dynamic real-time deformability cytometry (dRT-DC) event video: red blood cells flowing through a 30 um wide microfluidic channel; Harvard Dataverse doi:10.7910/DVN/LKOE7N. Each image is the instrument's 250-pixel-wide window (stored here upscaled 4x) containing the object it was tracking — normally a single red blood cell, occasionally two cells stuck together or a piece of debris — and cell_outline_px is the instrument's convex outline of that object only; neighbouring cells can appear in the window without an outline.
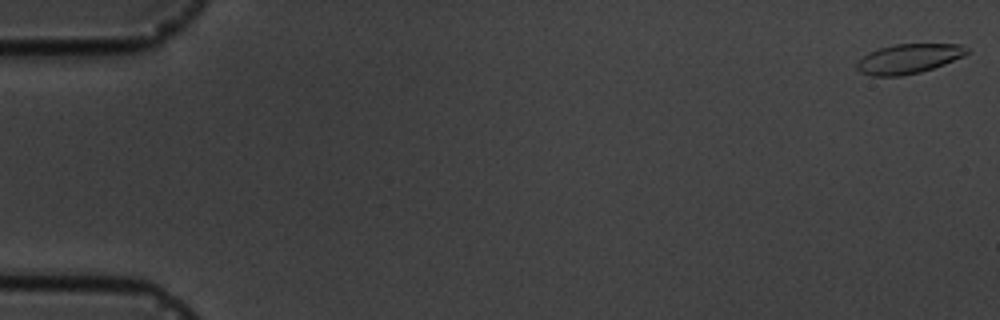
{"species": "common noctule bat (a hibernating species)", "species_latin": "Nyctalus noctula", "temperature_condition": "cold", "stored_images_in_passage": 5, "camera_frame_rate_fps": 3000, "um_per_image_px": 0.085, "animal": {"sex": "male", "body_mass_g": 19.5, "forearm_length_mm": 54.6}, "frame": {"image": 1, "passage_image": 1, "time_ms": 0.0, "image_size_px": [1000, 320], "cell_outline_px": [[968, 52], [964, 56], [944, 64], [920, 72], [900, 76], [872, 76], [860, 72], [856, 68], [856, 64], [868, 52], [880, 48], [896, 44], [964, 44], [968, 48]], "centroid_in_image_um": [77.24, 4.99], "position_along_channel_um": 7.8, "area_um2": 18.9}}